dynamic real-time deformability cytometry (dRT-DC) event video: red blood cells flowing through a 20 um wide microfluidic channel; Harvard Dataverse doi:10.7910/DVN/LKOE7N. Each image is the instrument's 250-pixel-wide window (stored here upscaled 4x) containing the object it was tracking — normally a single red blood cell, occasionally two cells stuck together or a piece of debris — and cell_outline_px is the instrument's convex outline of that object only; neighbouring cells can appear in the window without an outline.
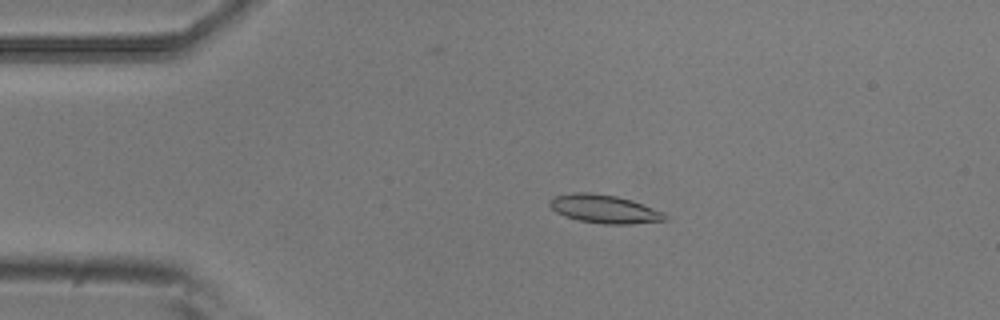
{"species": "common noctule bat (a hibernating species)", "species_latin": "Nyctalus noctula", "temperature_condition": "room temperature", "stored_images_in_passage": 4, "camera_frame_rate_fps": 3000, "um_per_image_px": 0.085, "animal": {"sex": "male", "body_mass_g": 20.5, "forearm_length_mm": 52.5}, "frame": {"image": 1, "passage_image": 3, "time_ms": 0.667, "image_size_px": [1000, 320], "cell_outline_px": [[668, 220], [632, 224], [604, 224], [580, 220], [564, 216], [556, 212], [548, 204], [548, 200], [556, 196], [572, 192], [592, 192], [616, 196], [632, 200], [660, 212], [668, 216]], "centroid_in_image_um": [51.33, 17.76], "position_along_channel_um": 33.7, "area_um2": 18.96}}